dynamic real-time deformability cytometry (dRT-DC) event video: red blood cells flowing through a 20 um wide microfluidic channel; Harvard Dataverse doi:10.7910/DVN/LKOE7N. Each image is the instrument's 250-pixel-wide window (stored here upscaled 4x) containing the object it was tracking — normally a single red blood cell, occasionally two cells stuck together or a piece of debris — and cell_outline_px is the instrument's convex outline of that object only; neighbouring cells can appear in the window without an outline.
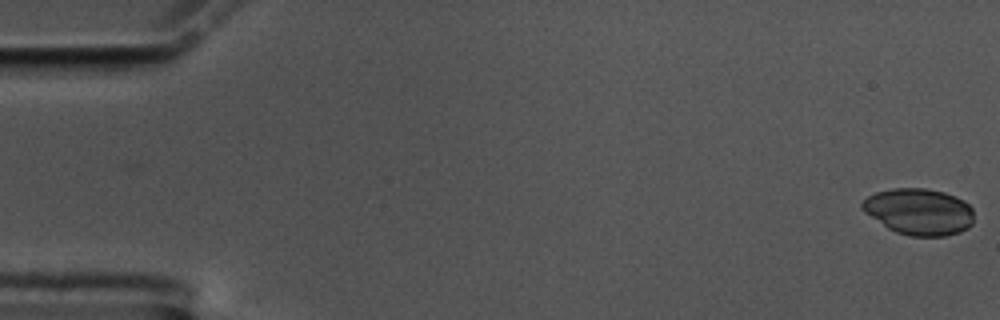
{"species": "common noctule bat (a hibernating species)", "species_latin": "Nyctalus noctula", "temperature_condition": "cold", "stored_images_in_passage": 10, "camera_frame_rate_fps": 3000, "um_per_image_px": 0.085, "animal": {"sex": "male", "body_mass_g": 17.5, "forearm_length_mm": 52.3}, "frame": {"image": 1, "passage_image": 1, "time_ms": 0.0, "image_size_px": [1000, 320], "cell_outline_px": [[972, 224], [968, 228], [960, 232], [944, 236], [908, 236], [896, 232], [888, 228], [864, 212], [860, 208], [860, 204], [868, 196], [876, 192], [892, 188], [924, 188], [944, 192], [956, 196], [964, 200], [972, 208]], "centroid_in_image_um": [78.11, 17.99], "position_along_channel_um": 6.9, "area_um2": 30.35}}